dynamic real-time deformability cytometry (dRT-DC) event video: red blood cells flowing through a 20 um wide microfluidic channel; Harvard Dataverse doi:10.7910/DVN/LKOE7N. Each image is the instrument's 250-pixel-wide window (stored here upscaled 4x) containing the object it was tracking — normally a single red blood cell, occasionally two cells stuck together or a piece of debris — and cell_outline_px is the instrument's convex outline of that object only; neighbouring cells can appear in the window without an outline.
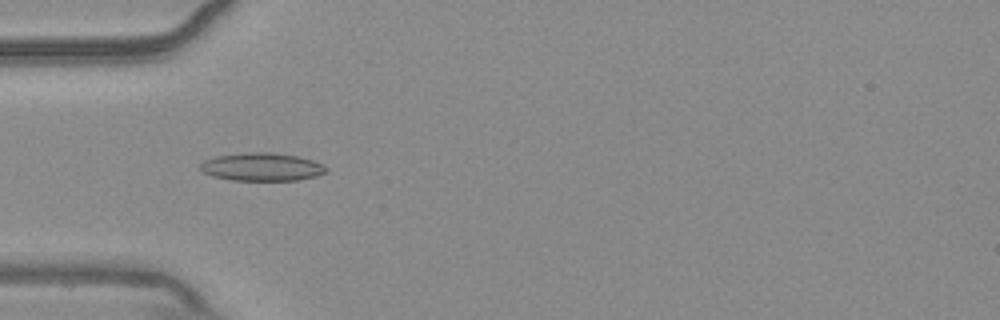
{"species": "common noctule bat (a hibernating species)", "species_latin": "Nyctalus noctula", "temperature_condition": "warm", "stored_images_in_passage": 54, "camera_frame_rate_fps": 3000, "um_per_image_px": 0.085, "animal": {"sex": "male", "body_mass_g": 20.4}, "frame": {"image": 1, "passage_image": 17, "time_ms": 5.333, "image_size_px": [1000, 320], "cell_outline_px": [[328, 172], [316, 176], [300, 180], [232, 180], [212, 176], [204, 172], [200, 168], [200, 164], [204, 160], [216, 156], [248, 152], [272, 152], [296, 156], [312, 160], [324, 164], [328, 168]], "centroid_in_image_um": [22.29, 14.18], "position_along_channel_um": 62.7, "area_um2": 20.63}}
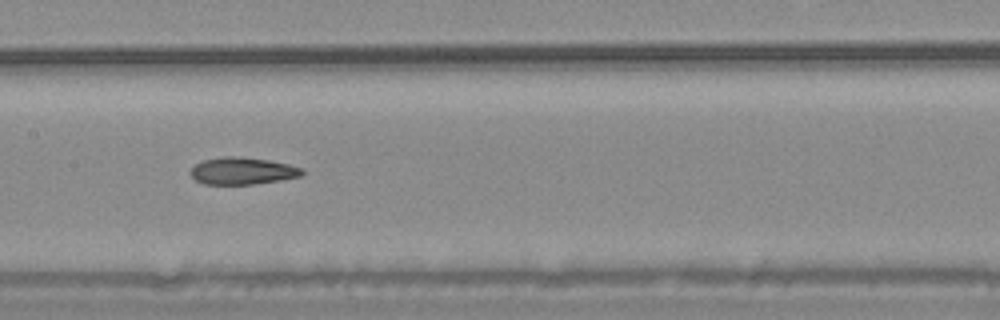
{"frame": {"image": 2, "passage_image": 27, "time_ms": 8.667, "image_size_px": [1000, 320], "cell_outline_px": [[304, 172], [300, 176], [280, 180], [252, 184], [204, 184], [196, 180], [188, 172], [196, 164], [204, 160], [224, 156], [240, 156], [268, 160], [288, 164], [304, 168]], "centroid_in_image_um": [20.61, 14.52], "position_along_channel_um": 186.8, "area_um2": 17.57}}
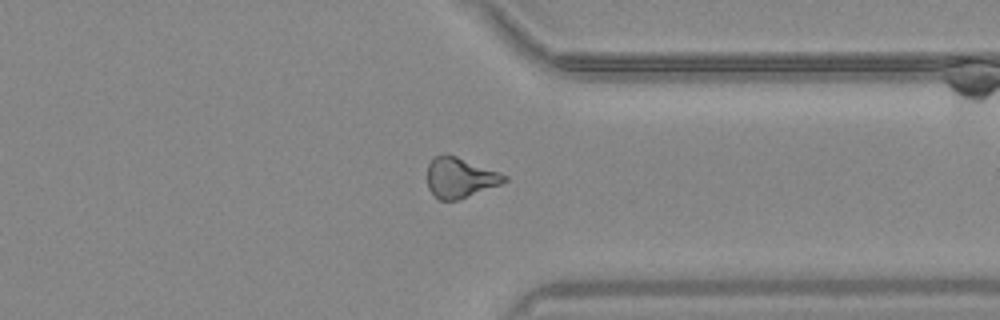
{"frame": {"image": 3, "passage_image": 42, "time_ms": 13.667, "image_size_px": [1000, 320], "cell_outline_px": [[508, 180], [500, 184], [456, 200], [440, 200], [428, 188], [428, 164], [432, 156], [448, 152], [500, 172], [508, 176]], "centroid_in_image_um": [39.09, 15.04], "position_along_channel_um": 372.3, "area_um2": 18.15}, "authors_computed_cell_mechanics": {"area_um2": 18.4093, "velocity_mm_per_s": 3.7472, "shape_relaxation_time_tau1_ms": null, "shape_relaxation_time_tau2_ms": 6.1089, "deformation_change_tau1": null, "deformation_change_tau2": 0.1616}}